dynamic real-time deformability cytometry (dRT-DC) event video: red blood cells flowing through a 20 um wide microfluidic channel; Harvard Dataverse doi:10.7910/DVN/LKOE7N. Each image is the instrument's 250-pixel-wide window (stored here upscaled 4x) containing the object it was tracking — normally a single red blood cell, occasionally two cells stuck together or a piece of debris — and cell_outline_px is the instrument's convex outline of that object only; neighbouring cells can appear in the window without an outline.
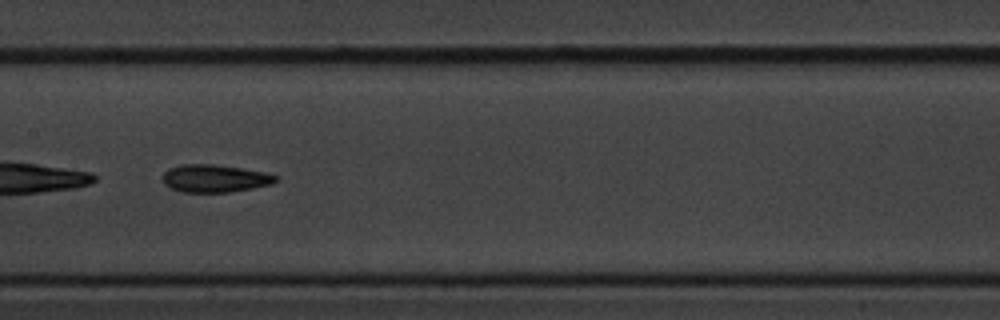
{"species": "common noctule bat (a hibernating species)", "species_latin": "Nyctalus noctula", "temperature_condition": "cold", "stored_images_in_passage": 55, "camera_frame_rate_fps": 3000, "um_per_image_px": 0.085, "animal": {"sex": "male", "body_mass_g": 20.1, "forearm_length_mm": 53.5}, "frame": {"image": 1, "passage_image": 27, "time_ms": 8.667, "image_size_px": [1000, 320], "cell_outline_px": [[276, 180], [272, 184], [252, 188], [228, 192], [180, 192], [164, 184], [164, 172], [168, 168], [180, 164], [212, 164], [240, 168], [264, 172], [276, 176]], "centroid_in_image_um": [18.22, 15.16], "position_along_channel_um": 189.2, "area_um2": 18.03}}
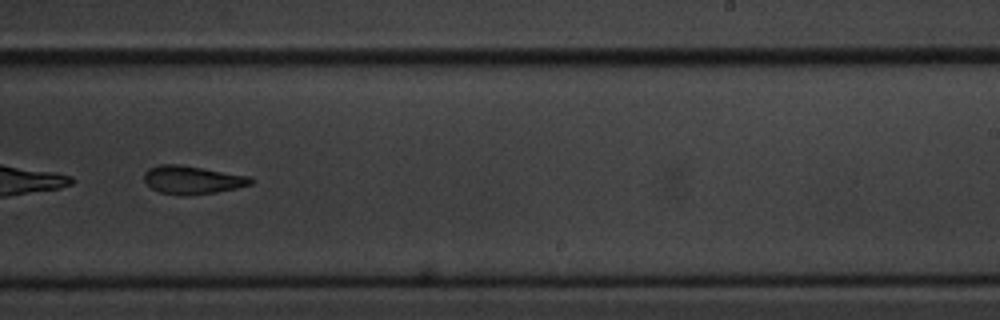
{"frame": {"image": 2, "passage_image": 34, "time_ms": 11.0, "image_size_px": [1000, 320], "cell_outline_px": [[252, 184], [236, 188], [216, 192], [184, 196], [160, 192], [152, 188], [144, 180], [144, 172], [148, 168], [160, 164], [180, 164], [248, 176], [252, 180]], "centroid_in_image_um": [16.31, 15.28], "position_along_channel_um": 272.7, "area_um2": 17.4}}
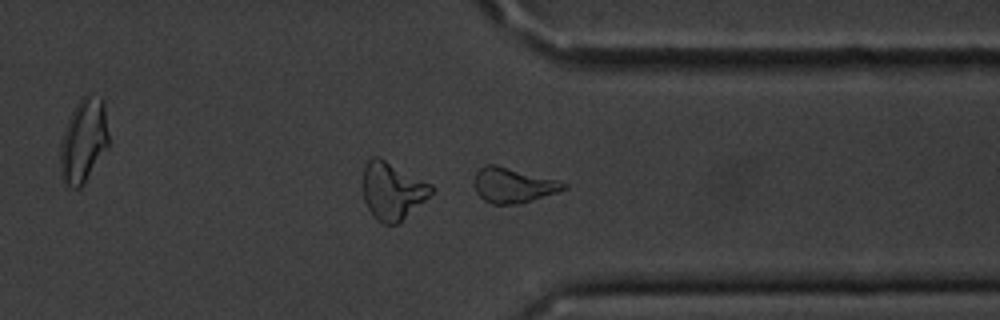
{"frame": {"image": 3, "passage_image": 42, "time_ms": 13.667, "image_size_px": [1000, 320], "cell_outline_px": [[568, 188], [556, 192], [516, 204], [492, 204], [484, 200], [476, 192], [472, 184], [476, 172], [480, 168], [488, 164], [496, 164], [556, 180], [568, 184]], "centroid_in_image_um": [43.55, 15.73], "position_along_channel_um": 367.8, "area_um2": 18.03}, "authors_computed_cell_mechanics": {"area_um2": 19.074, "velocity_mm_per_s": 3.5971, "shape_relaxation_time_tau1_ms": 2.72, "shape_relaxation_time_tau2_ms": 4.7736, "deformation_change_tau1": 0.0981, "deformation_change_tau2": 0.1414}}